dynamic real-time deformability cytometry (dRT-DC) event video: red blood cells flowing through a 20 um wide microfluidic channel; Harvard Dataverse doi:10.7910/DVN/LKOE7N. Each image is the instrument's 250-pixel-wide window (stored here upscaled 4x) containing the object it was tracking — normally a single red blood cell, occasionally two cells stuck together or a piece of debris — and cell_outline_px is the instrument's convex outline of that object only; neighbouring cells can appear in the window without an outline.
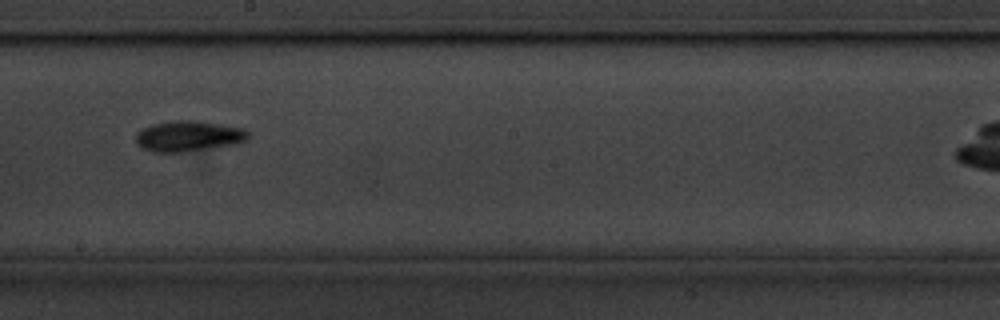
{"species": "common noctule bat (a hibernating species)", "species_latin": "Nyctalus noctula", "temperature_condition": "cold", "stored_images_in_passage": 9, "camera_frame_rate_fps": 3000, "um_per_image_px": 0.085, "animal": {"sex": "male", "body_mass_g": 20.1, "forearm_length_mm": 53.5}, "frame": {"image": 1, "passage_image": 6, "time_ms": 1.667, "image_size_px": [1000, 320], "cell_outline_px": [[248, 140], [232, 144], [180, 152], [152, 152], [144, 148], [136, 140], [136, 132], [152, 124], [176, 120], [192, 120], [220, 124], [244, 128], [248, 132]], "centroid_in_image_um": [16.02, 11.55], "position_along_channel_um": 232.2, "area_um2": 19.65}}